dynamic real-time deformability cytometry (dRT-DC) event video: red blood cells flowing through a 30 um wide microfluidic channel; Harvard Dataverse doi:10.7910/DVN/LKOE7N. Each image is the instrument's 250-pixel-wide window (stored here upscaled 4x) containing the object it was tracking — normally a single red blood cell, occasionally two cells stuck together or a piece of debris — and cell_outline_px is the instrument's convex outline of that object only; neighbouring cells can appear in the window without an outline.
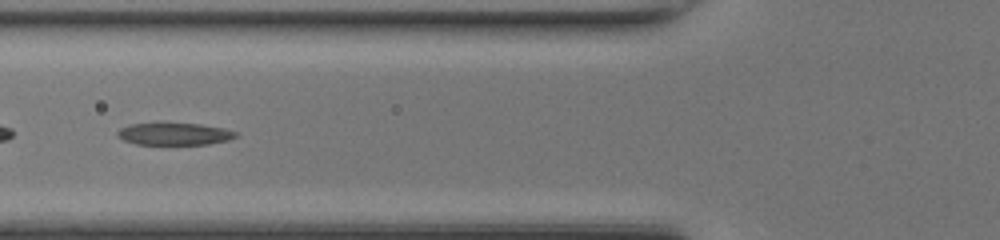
{"species": "common noctule bat (a hibernating species)", "species_latin": "Nyctalus noctula", "temperature_condition": "room temperature", "stored_images_in_passage": 48, "segment_of_instrument_passage": [2, 2], "camera_frame_rate_fps": 3000, "um_per_image_px": 0.085, "animal": {"sex": "female", "body_mass_g": 17.0, "forearm_length_mm": 48.0}, "frame": {"image": 1, "passage_image": 18, "time_ms": 5.667, "image_size_px": [1000, 240], "cell_outline_px": [[240, 136], [228, 140], [208, 144], [136, 144], [124, 140], [116, 136], [116, 132], [120, 128], [132, 124], [200, 124], [224, 128], [236, 132]], "centroid_in_image_um": [14.84, 11.39], "position_along_channel_um": 111.0, "area_um2": 15.09}}
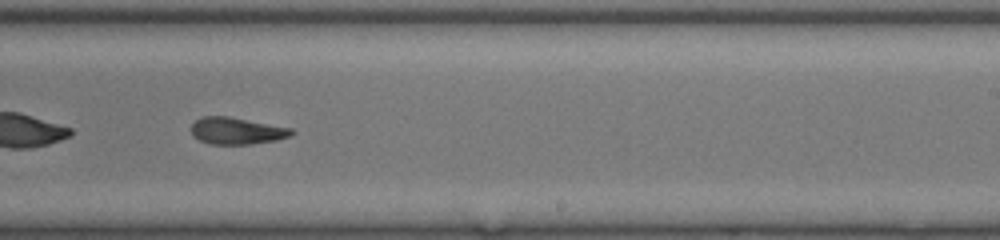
{"frame": {"image": 2, "passage_image": 29, "time_ms": 9.333, "image_size_px": [1000, 240], "cell_outline_px": [[296, 132], [292, 136], [276, 140], [252, 144], [208, 144], [192, 136], [192, 124], [196, 120], [204, 116], [228, 116], [292, 128]], "centroid_in_image_um": [20.15, 11.13], "position_along_channel_um": 268.9, "area_um2": 15.78}}
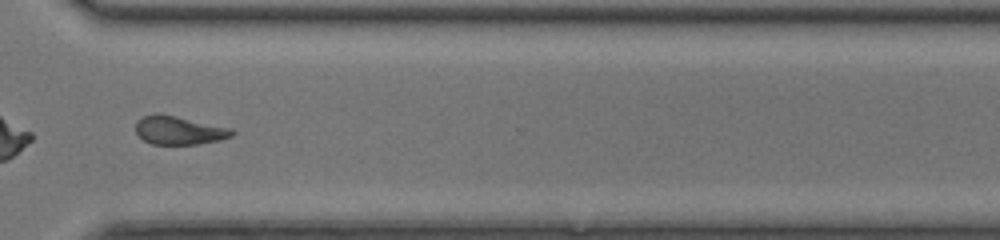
{"frame": {"image": 3, "passage_image": 35, "time_ms": 11.333, "image_size_px": [1000, 240], "cell_outline_px": [[236, 132], [232, 136], [220, 140], [196, 144], [152, 144], [144, 140], [136, 132], [136, 120], [144, 116], [176, 116], [232, 128]], "centroid_in_image_um": [15.27, 11.1], "position_along_channel_um": 355.3, "area_um2": 15.55}}